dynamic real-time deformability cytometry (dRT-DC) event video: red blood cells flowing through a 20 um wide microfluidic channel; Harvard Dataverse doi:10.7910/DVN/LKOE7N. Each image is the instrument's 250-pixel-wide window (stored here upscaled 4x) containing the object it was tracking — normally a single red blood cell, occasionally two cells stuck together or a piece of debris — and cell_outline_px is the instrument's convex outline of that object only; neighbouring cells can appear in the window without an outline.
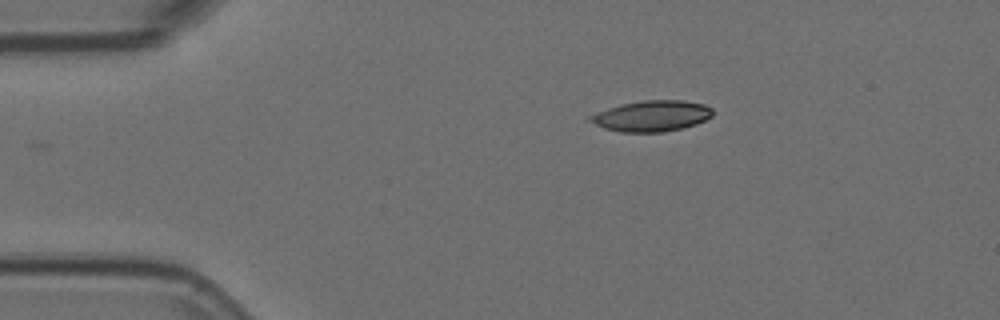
{"species": "Egyptian fruit bat (a non-hibernating species)", "species_latin": "Rousettus aegyptiacus", "temperature_condition": "room temperature", "stored_images_in_passage": 3, "camera_frame_rate_fps": 3000, "um_per_image_px": 0.085, "animal": {"sex": "female"}, "frame": {"image": 1, "passage_image": 3, "time_ms": 0.667, "image_size_px": [1000, 320], "cell_outline_px": [[712, 116], [696, 124], [664, 132], [620, 132], [604, 128], [588, 120], [588, 116], [608, 108], [620, 104], [644, 100], [680, 100], [704, 104], [712, 108]], "centroid_in_image_um": [55.38, 9.85], "position_along_channel_um": 29.6, "area_um2": 21.91}}